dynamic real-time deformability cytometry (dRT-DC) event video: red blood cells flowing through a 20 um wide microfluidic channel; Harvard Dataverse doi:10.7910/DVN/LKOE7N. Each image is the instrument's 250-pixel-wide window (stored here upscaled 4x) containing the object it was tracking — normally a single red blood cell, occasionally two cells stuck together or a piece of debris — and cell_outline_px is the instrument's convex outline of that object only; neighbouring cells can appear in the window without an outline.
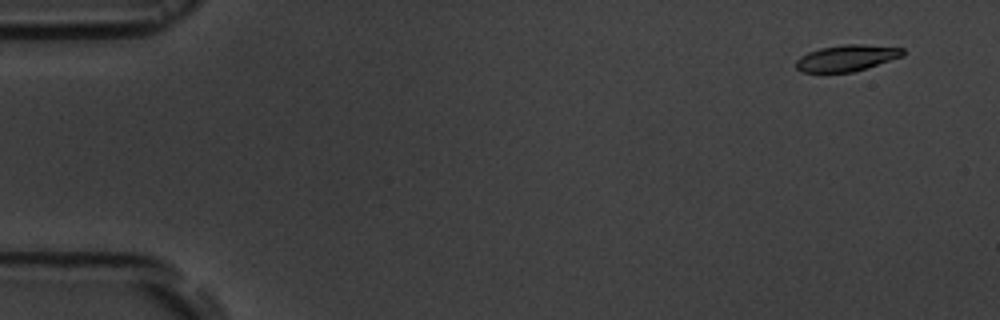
{"species": "common noctule bat (a hibernating species)", "species_latin": "Nyctalus noctula", "temperature_condition": "room temperature", "stored_images_in_passage": 4, "camera_frame_rate_fps": 3000, "um_per_image_px": 0.085, "animal": {"sex": "male", "body_mass_g": 19.5, "forearm_length_mm": 54.6}, "frame": {"image": 1, "passage_image": 1, "time_ms": 0.0, "image_size_px": [1000, 320], "cell_outline_px": [[904, 56], [852, 72], [800, 72], [796, 68], [796, 60], [800, 56], [808, 52], [820, 48], [844, 44], [864, 44], [904, 48]], "centroid_in_image_um": [71.96, 4.92], "position_along_channel_um": 13.0, "area_um2": 16.36}}
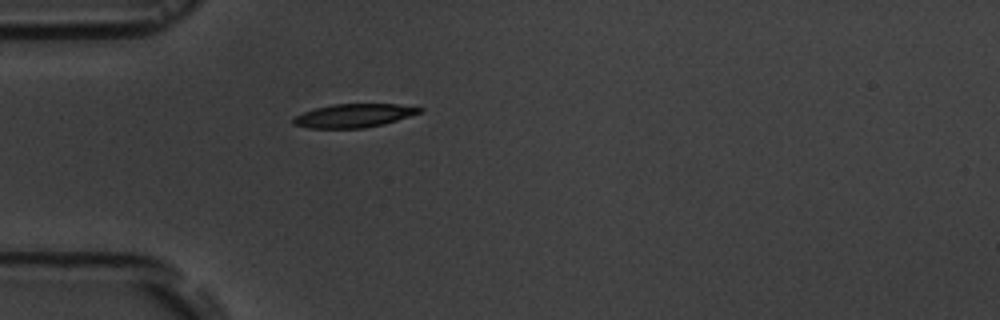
{"frame": {"image": 2, "passage_image": 4, "time_ms": 4.333, "image_size_px": [1000, 320], "cell_outline_px": [[424, 112], [384, 124], [364, 128], [308, 128], [292, 124], [292, 120], [296, 116], [304, 112], [316, 108], [332, 104], [396, 104], [424, 108]], "centroid_in_image_um": [30.11, 9.83], "position_along_channel_um": 54.9, "area_um2": 17.34}}